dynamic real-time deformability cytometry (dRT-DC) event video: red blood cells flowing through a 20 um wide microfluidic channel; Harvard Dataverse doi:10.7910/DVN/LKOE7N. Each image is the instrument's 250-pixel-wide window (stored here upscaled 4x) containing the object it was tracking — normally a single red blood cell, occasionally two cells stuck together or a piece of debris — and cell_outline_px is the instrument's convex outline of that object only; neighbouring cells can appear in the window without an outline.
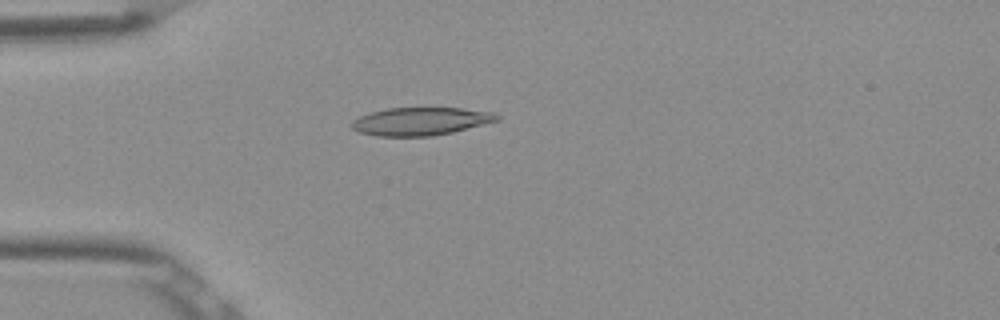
{"species": "Egyptian fruit bat (a non-hibernating species)", "species_latin": "Rousettus aegyptiacus", "temperature_condition": "room temperature", "stored_images_in_passage": 5, "camera_frame_rate_fps": 3000, "um_per_image_px": 0.085, "frame": {"image": 1, "passage_image": 4, "time_ms": 1.0, "image_size_px": [1000, 320], "cell_outline_px": [[500, 120], [452, 132], [432, 136], [376, 136], [360, 132], [352, 128], [352, 120], [360, 116], [372, 112], [388, 108], [460, 108], [496, 112], [500, 116]], "centroid_in_image_um": [35.79, 10.31], "position_along_channel_um": 49.2, "area_um2": 23.58}}